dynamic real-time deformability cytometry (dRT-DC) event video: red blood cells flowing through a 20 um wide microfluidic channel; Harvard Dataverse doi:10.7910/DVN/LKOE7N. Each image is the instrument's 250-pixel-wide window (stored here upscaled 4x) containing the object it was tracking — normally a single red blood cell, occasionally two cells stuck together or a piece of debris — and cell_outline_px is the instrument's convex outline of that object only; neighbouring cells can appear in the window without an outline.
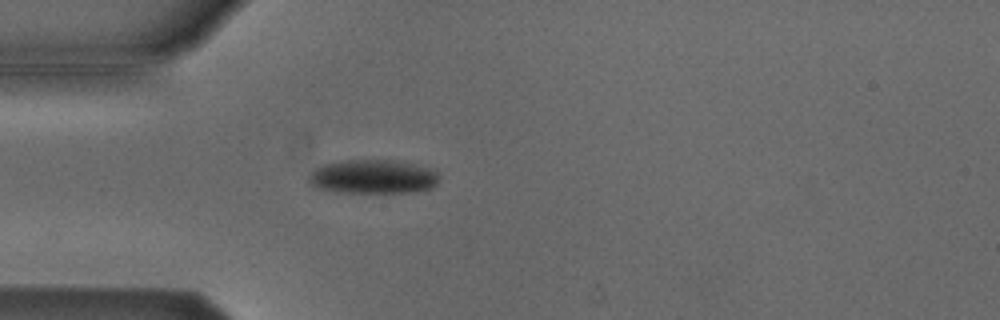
{"species": "Egyptian fruit bat (a non-hibernating species)", "species_latin": "Rousettus aegyptiacus", "temperature_condition": "cold", "stored_images_in_passage": 4, "camera_frame_rate_fps": 3000, "um_per_image_px": 0.085, "animal": {"sex": "male"}, "frame": {"image": 1, "passage_image": 4, "time_ms": 1.0, "image_size_px": [1000, 320], "cell_outline_px": [[440, 176], [436, 184], [432, 188], [412, 192], [336, 192], [320, 188], [308, 184], [308, 176], [316, 168], [324, 164], [344, 160], [396, 160], [436, 168]], "centroid_in_image_um": [31.76, 15.01], "position_along_channel_um": 53.2, "area_um2": 26.13}}